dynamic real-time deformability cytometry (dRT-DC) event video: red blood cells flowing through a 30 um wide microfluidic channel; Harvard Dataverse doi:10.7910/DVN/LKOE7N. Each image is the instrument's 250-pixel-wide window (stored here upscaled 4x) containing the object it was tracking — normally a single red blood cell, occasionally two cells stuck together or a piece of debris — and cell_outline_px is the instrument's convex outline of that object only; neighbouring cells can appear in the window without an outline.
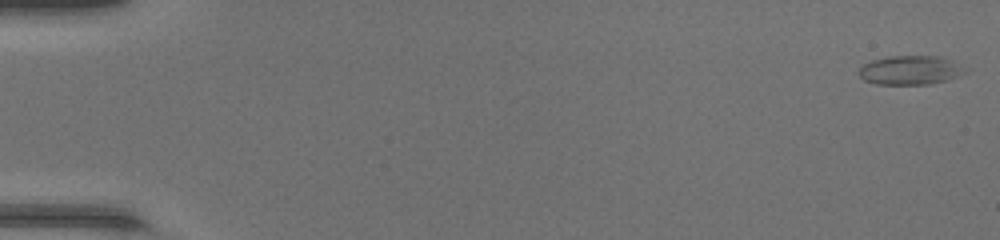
{"species": "common noctule bat (a hibernating species)", "species_latin": "Nyctalus noctula", "temperature_condition": "warm", "stored_images_in_passage": 48, "camera_frame_rate_fps": 3000, "um_per_image_px": 0.085, "animal": {"sex": "female", "body_mass_g": 17.0, "forearm_length_mm": 48.0}, "frame": {"image": 1, "passage_image": 1, "time_ms": 0.0, "image_size_px": [1000, 240], "cell_outline_px": [[972, 68], [968, 72], [948, 80], [932, 84], [876, 84], [864, 80], [860, 76], [860, 68], [864, 64], [872, 60], [888, 56], [940, 56], [952, 60]], "centroid_in_image_um": [77.49, 5.96], "position_along_channel_um": 7.5, "area_um2": 18.32}}
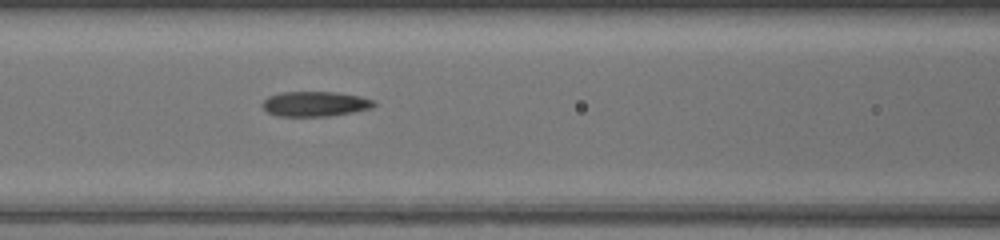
{"frame": {"image": 2, "passage_image": 22, "time_ms": 7.0, "image_size_px": [1000, 240], "cell_outline_px": [[376, 104], [372, 108], [352, 112], [328, 116], [276, 116], [268, 112], [260, 104], [268, 96], [280, 92], [336, 92], [360, 96], [372, 100]], "centroid_in_image_um": [26.75, 8.83], "position_along_channel_um": 139.9, "area_um2": 16.24}}
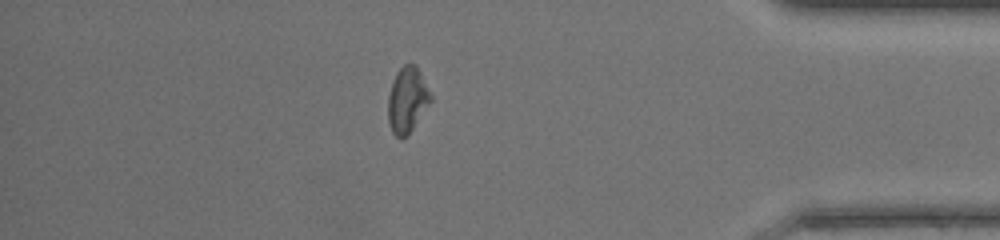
{"frame": {"image": 3, "passage_image": 42, "time_ms": 13.667, "image_size_px": [1000, 240], "cell_outline_px": [[432, 100], [412, 128], [404, 136], [396, 136], [392, 132], [388, 120], [388, 96], [392, 80], [396, 72], [404, 64], [416, 64], [432, 96]], "centroid_in_image_um": [34.6, 8.44], "position_along_channel_um": 400.6, "area_um2": 16.01}, "authors_computed_cell_mechanics": {"area_um2": 16.5597, "velocity_mm_per_s": 4.4039, "shape_relaxation_time_tau1_ms": null, "shape_relaxation_time_tau2_ms": 7.0109, "deformation_change_tau1": null, "deformation_change_tau2": 0.1923}}